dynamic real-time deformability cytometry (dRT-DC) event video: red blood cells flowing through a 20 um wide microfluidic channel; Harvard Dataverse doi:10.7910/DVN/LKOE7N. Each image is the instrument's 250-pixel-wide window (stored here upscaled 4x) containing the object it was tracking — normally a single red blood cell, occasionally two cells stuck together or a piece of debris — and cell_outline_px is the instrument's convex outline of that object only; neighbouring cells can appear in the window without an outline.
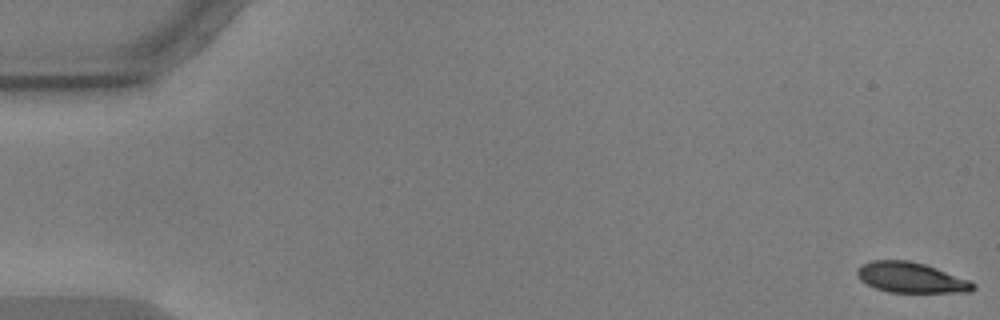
{"species": "common noctule bat (a hibernating species)", "species_latin": "Nyctalus noctula", "temperature_condition": "warm", "stored_images_in_passage": 12, "camera_frame_rate_fps": 3000, "um_per_image_px": 0.085, "animal": {"sex": "male", "body_mass_g": 17.9, "forearm_length_mm": 54.2}, "frame": {"image": 1, "passage_image": 1, "time_ms": 0.0, "image_size_px": [1000, 320], "cell_outline_px": [[976, 288], [972, 292], [888, 292], [876, 288], [860, 280], [856, 272], [856, 268], [860, 264], [872, 260], [908, 260], [924, 264], [936, 268], [968, 280], [976, 284]], "centroid_in_image_um": [77.41, 23.59], "position_along_channel_um": 7.6, "area_um2": 20.52}}